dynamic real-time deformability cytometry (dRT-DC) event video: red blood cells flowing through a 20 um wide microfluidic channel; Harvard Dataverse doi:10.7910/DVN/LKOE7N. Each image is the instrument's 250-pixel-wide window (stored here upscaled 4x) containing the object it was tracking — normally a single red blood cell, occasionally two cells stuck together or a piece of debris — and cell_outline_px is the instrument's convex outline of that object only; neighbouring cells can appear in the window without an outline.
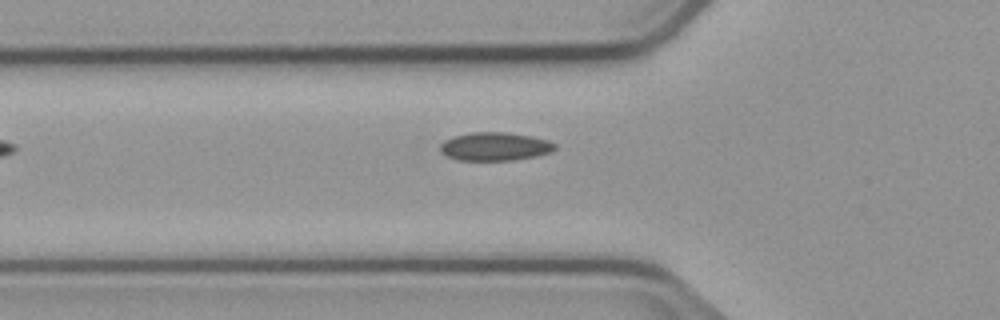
{"species": "common noctule bat (a hibernating species)", "species_latin": "Nyctalus noctula", "temperature_condition": "cold", "stored_images_in_passage": 6, "camera_frame_rate_fps": 3000, "um_per_image_px": 0.085, "animal": {"sex": "male", "body_mass_g": 23.1, "forearm_length_mm": 52.7}, "frame": {"image": 1, "passage_image": 6, "time_ms": 6.0, "image_size_px": [1000, 320], "cell_outline_px": [[556, 148], [552, 152], [536, 156], [512, 160], [456, 160], [448, 156], [440, 148], [440, 144], [444, 140], [452, 136], [472, 132], [504, 132], [532, 136], [548, 140], [556, 144]], "centroid_in_image_um": [42.09, 12.44], "position_along_channel_um": 83.7, "area_um2": 18.96}}